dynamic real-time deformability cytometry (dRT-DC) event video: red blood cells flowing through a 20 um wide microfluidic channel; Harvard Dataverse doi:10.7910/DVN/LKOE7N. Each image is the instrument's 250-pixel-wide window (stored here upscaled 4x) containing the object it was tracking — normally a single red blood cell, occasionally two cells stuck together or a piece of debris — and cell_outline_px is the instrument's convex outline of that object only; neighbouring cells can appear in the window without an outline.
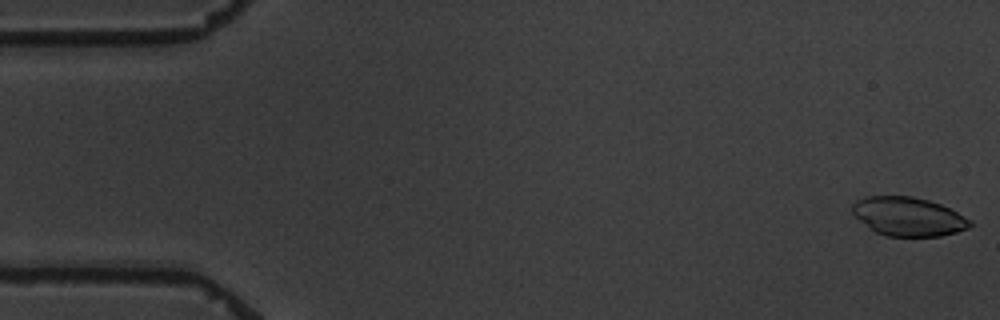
{"species": "common noctule bat (a hibernating species)", "species_latin": "Nyctalus noctula", "temperature_condition": "warm", "stored_images_in_passage": 6, "camera_frame_rate_fps": 3000, "um_per_image_px": 0.085, "animal": {"sex": "male", "body_mass_g": 19.5, "forearm_length_mm": 54.6}, "frame": {"image": 1, "passage_image": 1, "time_ms": 0.0, "image_size_px": [1000, 320], "cell_outline_px": [[972, 224], [968, 228], [956, 232], [940, 236], [888, 236], [876, 232], [860, 220], [852, 212], [852, 204], [856, 200], [864, 196], [912, 196], [928, 200], [940, 204], [972, 220]], "centroid_in_image_um": [77.2, 18.4], "position_along_channel_um": 7.8, "area_um2": 26.41}}
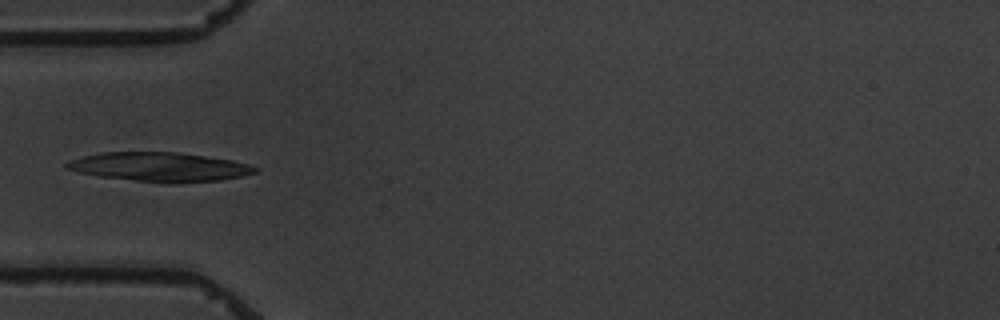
{"frame": {"image": 2, "passage_image": 6, "time_ms": 5.667, "image_size_px": [1000, 320], "cell_outline_px": [[260, 168], [256, 172], [240, 176], [220, 180], [172, 184], [168, 184], [100, 176], [80, 172], [64, 168], [64, 164], [68, 160], [84, 156], [104, 152], [176, 152], [232, 160], [248, 164]], "centroid_in_image_um": [13.57, 14.19], "position_along_channel_um": 71.4, "area_um2": 31.91}}